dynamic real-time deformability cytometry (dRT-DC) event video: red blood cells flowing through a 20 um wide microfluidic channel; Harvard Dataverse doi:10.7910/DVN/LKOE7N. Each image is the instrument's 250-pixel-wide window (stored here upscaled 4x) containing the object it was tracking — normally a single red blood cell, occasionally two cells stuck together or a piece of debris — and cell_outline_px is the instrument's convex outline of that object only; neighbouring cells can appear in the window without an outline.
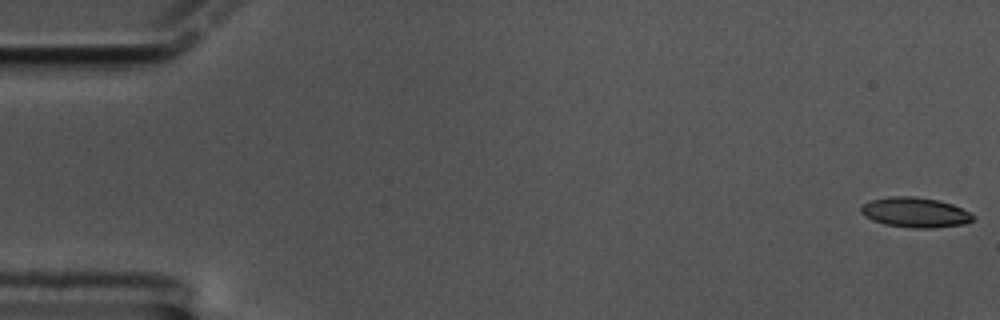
{"species": "common noctule bat (a hibernating species)", "species_latin": "Nyctalus noctula", "temperature_condition": "cold", "stored_images_in_passage": 59, "camera_frame_rate_fps": 3000, "um_per_image_px": 0.085, "animal": {"sex": "male", "body_mass_g": 17.5, "forearm_length_mm": 52.3}, "frame": {"image": 1, "passage_image": 1, "time_ms": 0.0, "image_size_px": [1000, 320], "cell_outline_px": [[976, 216], [972, 220], [964, 224], [932, 228], [912, 228], [884, 224], [872, 220], [864, 216], [860, 212], [860, 208], [864, 204], [872, 200], [888, 196], [912, 196], [936, 200], [952, 204]], "centroid_in_image_um": [77.76, 18.06], "position_along_channel_um": 7.2, "area_um2": 19.48}}
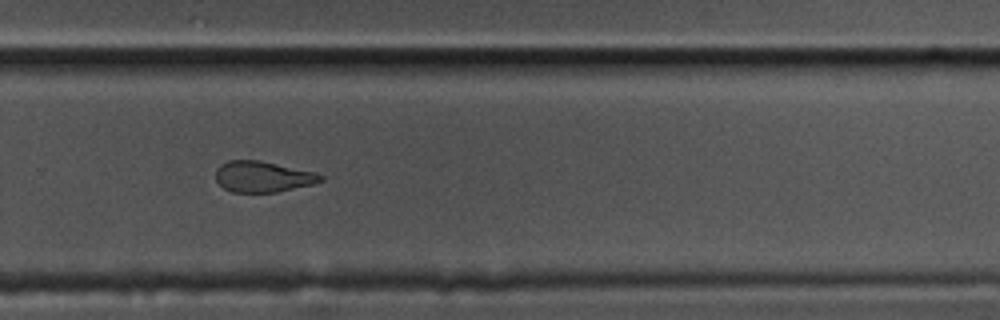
{"frame": {"image": 2, "passage_image": 40, "time_ms": 13.0, "image_size_px": [1000, 320], "cell_outline_px": [[324, 180], [312, 184], [276, 192], [232, 192], [224, 188], [216, 180], [216, 168], [220, 164], [228, 160], [260, 160], [316, 172], [324, 176]], "centroid_in_image_um": [22.33, 15.0], "position_along_channel_um": 307.5, "area_um2": 18.96}}
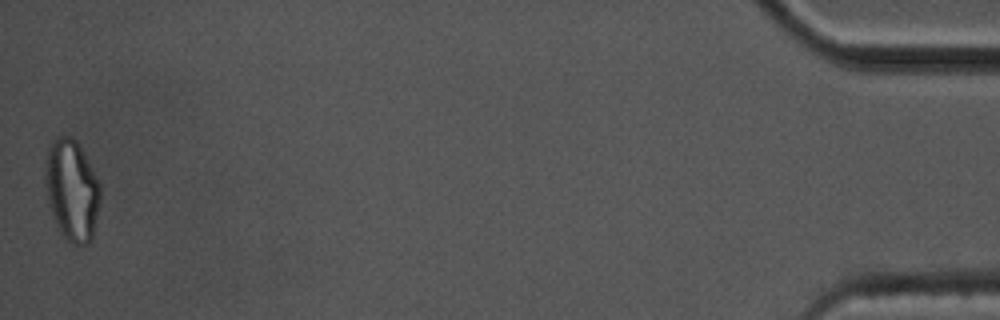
{"frame": {"image": 3, "passage_image": 59, "time_ms": 19.333, "image_size_px": [1000, 320], "cell_outline_px": [[100, 200], [92, 240], [88, 244], [72, 244], [60, 232], [56, 224], [48, 200], [44, 180], [44, 176], [48, 148], [52, 140], [56, 136], [72, 136], [76, 140], [100, 184]], "centroid_in_image_um": [6.1, 16.16], "position_along_channel_um": 429.1, "area_um2": 32.25}, "authors_computed_cell_mechanics": {"area_um2": 20.2878, "velocity_mm_per_s": 3.4049, "shape_relaxation_time_tau1_ms": 4.683, "shape_relaxation_time_tau2_ms": 2.4959, "deformation_change_tau1": 0.1589, "deformation_change_tau2": 0.108}}